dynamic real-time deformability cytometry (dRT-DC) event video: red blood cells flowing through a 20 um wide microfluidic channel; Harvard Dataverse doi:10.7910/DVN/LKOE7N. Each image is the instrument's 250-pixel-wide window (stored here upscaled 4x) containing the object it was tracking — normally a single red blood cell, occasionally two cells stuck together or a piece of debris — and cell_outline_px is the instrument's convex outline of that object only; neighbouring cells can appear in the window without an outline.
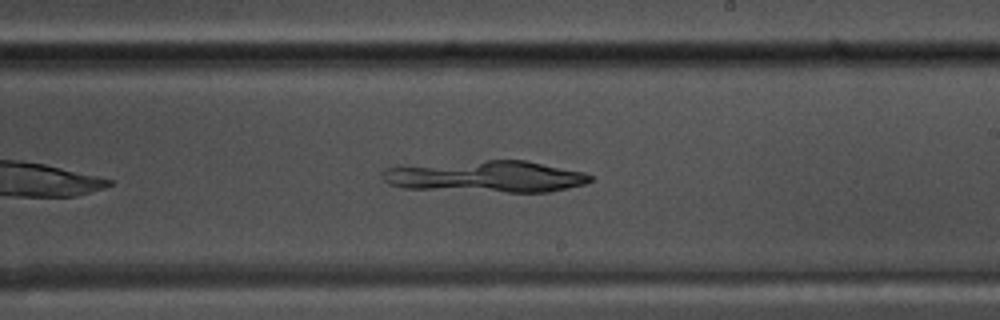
{"species": "common noctule bat (a hibernating species)", "species_latin": "Nyctalus noctula", "temperature_condition": "warm", "stored_images_in_passage": 40, "camera_frame_rate_fps": 3000, "um_per_image_px": 0.085, "animal": {"sex": "male", "body_mass_g": 17.5, "forearm_length_mm": 52.3}, "frame": {"image": 1, "passage_image": 18, "time_ms": 5.667, "image_size_px": [1000, 320], "cell_outline_px": [[592, 180], [584, 184], [568, 188], [548, 192], [508, 192], [404, 188], [388, 184], [384, 180], [380, 172], [384, 168], [488, 160], [524, 160], [584, 172], [592, 176]], "centroid_in_image_um": [41.34, 15.01], "position_along_channel_um": 247.7, "area_um2": 37.8}}